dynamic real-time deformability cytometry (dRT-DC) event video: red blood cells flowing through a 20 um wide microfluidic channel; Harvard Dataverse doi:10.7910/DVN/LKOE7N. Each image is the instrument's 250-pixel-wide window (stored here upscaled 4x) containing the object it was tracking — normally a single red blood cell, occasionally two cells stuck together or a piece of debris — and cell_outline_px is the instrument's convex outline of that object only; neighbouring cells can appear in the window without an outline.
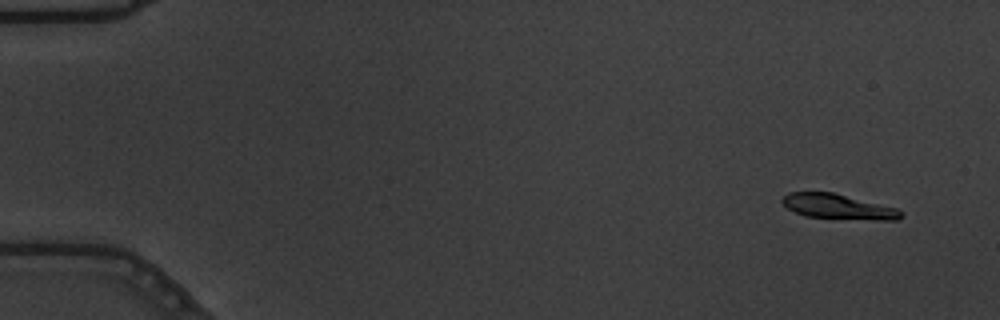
{"species": "common noctule bat (a hibernating species)", "species_latin": "Nyctalus noctula", "temperature_condition": "warm", "stored_images_in_passage": 11, "camera_frame_rate_fps": 3000, "um_per_image_px": 0.085, "animal": {"sex": "male", "body_mass_g": 19.5, "forearm_length_mm": 54.6}, "frame": {"image": 1, "passage_image": 2, "time_ms": 0.333, "image_size_px": [1000, 320], "cell_outline_px": [[904, 216], [896, 220], [876, 220], [808, 216], [796, 212], [788, 208], [780, 200], [788, 192], [832, 192], [896, 208], [904, 212]], "centroid_in_image_um": [71.27, 17.56], "position_along_channel_um": 13.7, "area_um2": 16.99}}